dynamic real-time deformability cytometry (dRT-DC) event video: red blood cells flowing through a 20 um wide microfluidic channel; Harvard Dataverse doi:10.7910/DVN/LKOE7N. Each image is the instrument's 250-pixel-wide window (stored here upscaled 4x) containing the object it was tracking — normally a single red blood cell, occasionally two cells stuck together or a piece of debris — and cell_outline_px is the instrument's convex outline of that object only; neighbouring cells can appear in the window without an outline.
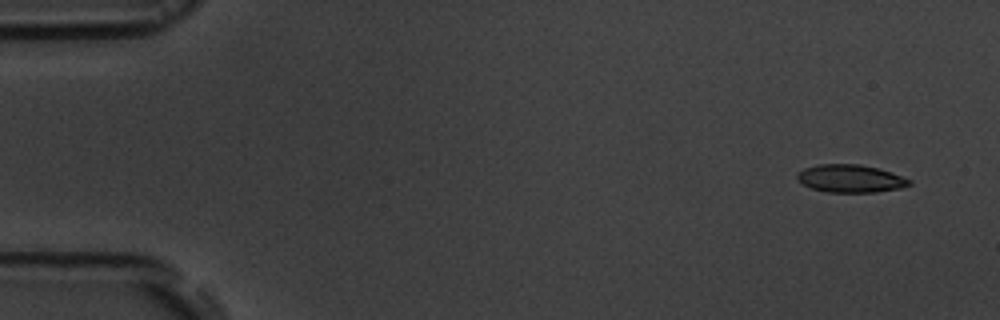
{"species": "common noctule bat (a hibernating species)", "species_latin": "Nyctalus noctula", "temperature_condition": "room temperature", "stored_images_in_passage": 8, "camera_frame_rate_fps": 3000, "um_per_image_px": 0.085, "animal": {"sex": "male", "body_mass_g": 19.5, "forearm_length_mm": 54.6}, "frame": {"image": 1, "passage_image": 1, "time_ms": 0.0, "image_size_px": [1000, 320], "cell_outline_px": [[912, 184], [900, 188], [876, 192], [824, 192], [812, 188], [796, 180], [796, 172], [804, 168], [820, 164], [860, 164], [880, 168], [892, 172], [912, 180]], "centroid_in_image_um": [72.29, 15.17], "position_along_channel_um": 12.7, "area_um2": 18.38}}